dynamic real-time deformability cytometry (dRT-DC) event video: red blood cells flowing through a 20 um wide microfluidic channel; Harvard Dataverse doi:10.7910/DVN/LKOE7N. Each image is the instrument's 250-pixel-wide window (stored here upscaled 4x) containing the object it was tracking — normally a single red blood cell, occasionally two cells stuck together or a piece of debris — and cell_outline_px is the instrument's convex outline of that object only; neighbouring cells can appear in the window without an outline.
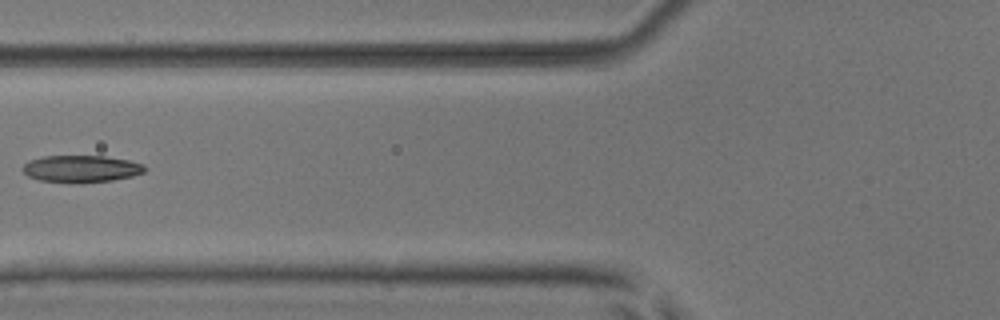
{"species": "common noctule bat (a hibernating species)", "species_latin": "Nyctalus noctula", "temperature_condition": "room temperature", "stored_images_in_passage": 7, "camera_frame_rate_fps": 3000, "um_per_image_px": 0.085, "animal": {"sex": "male", "body_mass_g": 17.9, "forearm_length_mm": 54.2}, "frame": {"image": 1, "passage_image": 7, "time_ms": 6.667, "image_size_px": [1000, 320], "cell_outline_px": [[148, 168], [144, 172], [132, 176], [112, 180], [80, 184], [40, 180], [28, 176], [20, 168], [28, 160], [44, 156], [104, 156], [128, 160], [144, 164]], "centroid_in_image_um": [6.9, 14.35], "position_along_channel_um": 118.9, "area_um2": 19.48}}